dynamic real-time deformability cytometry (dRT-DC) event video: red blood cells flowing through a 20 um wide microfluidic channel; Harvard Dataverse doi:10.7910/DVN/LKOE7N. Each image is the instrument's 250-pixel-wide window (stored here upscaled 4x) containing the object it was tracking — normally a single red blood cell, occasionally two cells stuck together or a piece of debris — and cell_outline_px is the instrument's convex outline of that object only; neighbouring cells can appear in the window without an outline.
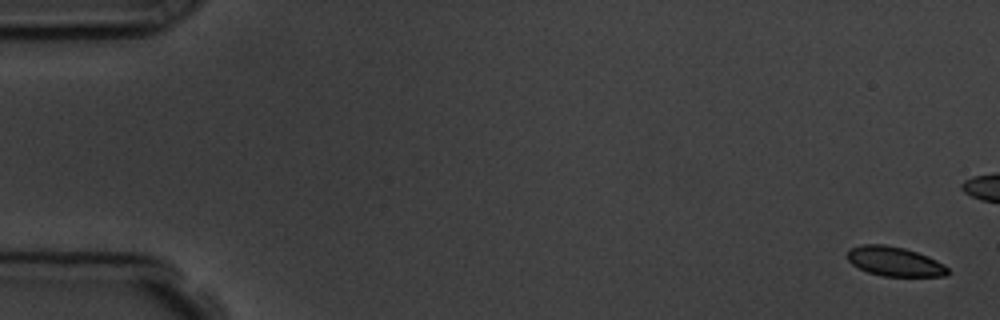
{"species": "common noctule bat (a hibernating species)", "species_latin": "Nyctalus noctula", "temperature_condition": "room temperature", "stored_images_in_passage": 7, "camera_frame_rate_fps": 3000, "um_per_image_px": 0.085, "animal": {"sex": "male", "body_mass_g": 19.5, "forearm_length_mm": 54.6}, "frame": {"image": 1, "passage_image": 1, "time_ms": 0.0, "image_size_px": [1000, 320], "cell_outline_px": [[952, 272], [948, 276], [884, 276], [868, 272], [852, 264], [848, 260], [848, 252], [852, 248], [860, 244], [884, 244], [904, 248], [928, 256], [944, 264]], "centroid_in_image_um": [76.09, 22.23], "position_along_channel_um": 8.9, "area_um2": 17.22}}